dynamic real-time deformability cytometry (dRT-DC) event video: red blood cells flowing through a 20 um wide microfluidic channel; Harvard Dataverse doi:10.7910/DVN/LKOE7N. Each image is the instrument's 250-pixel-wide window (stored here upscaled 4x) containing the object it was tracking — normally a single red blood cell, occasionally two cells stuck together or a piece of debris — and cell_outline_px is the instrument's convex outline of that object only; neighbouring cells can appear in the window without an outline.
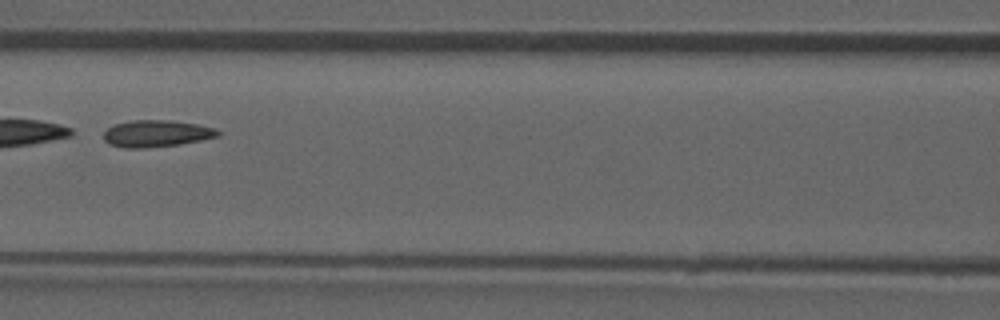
{"species": "common noctule bat (a hibernating species)", "species_latin": "Nyctalus noctula", "temperature_condition": "room temperature", "stored_images_in_passage": 7, "camera_frame_rate_fps": 3000, "um_per_image_px": 0.085, "animal": {"sex": "male", "forearm_length_mm": 52.5}, "frame": {"image": 1, "passage_image": 6, "time_ms": 5.667, "image_size_px": [1000, 320], "cell_outline_px": [[220, 136], [180, 144], [144, 148], [124, 148], [108, 144], [104, 140], [104, 132], [112, 124], [132, 120], [168, 120], [196, 124], [216, 128], [220, 132]], "centroid_in_image_um": [13.27, 11.35], "position_along_channel_um": 153.3, "area_um2": 17.92}}